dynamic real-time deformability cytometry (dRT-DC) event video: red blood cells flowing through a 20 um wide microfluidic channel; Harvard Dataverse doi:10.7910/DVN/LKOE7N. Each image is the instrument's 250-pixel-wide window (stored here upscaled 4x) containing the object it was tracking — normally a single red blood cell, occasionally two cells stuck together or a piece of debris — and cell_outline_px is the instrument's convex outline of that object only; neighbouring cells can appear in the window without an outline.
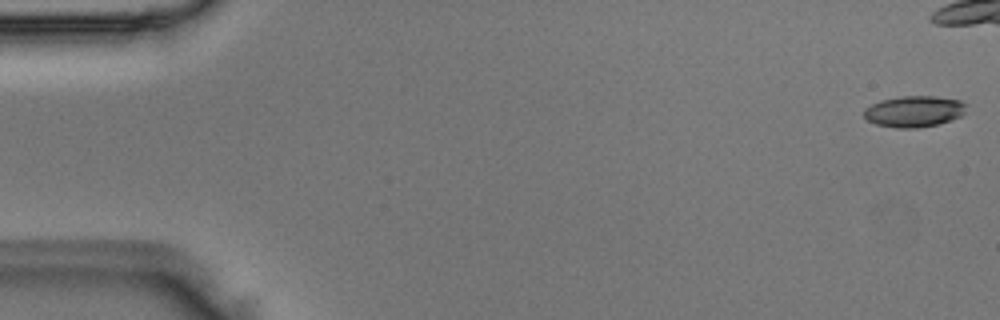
{"species": "Egyptian fruit bat (a non-hibernating species)", "species_latin": "Rousettus aegyptiacus", "temperature_condition": "room temperature", "stored_images_in_passage": 6, "camera_frame_rate_fps": 3000, "um_per_image_px": 0.085, "animal": {"sex": "male"}, "frame": {"image": 1, "passage_image": 1, "time_ms": 0.0, "image_size_px": [1000, 320], "cell_outline_px": [[968, 104], [964, 112], [960, 116], [936, 124], [916, 128], [896, 128], [876, 124], [868, 120], [864, 116], [864, 108], [880, 100], [900, 96], [936, 96], [960, 100]], "centroid_in_image_um": [77.69, 9.45], "position_along_channel_um": 7.3, "area_um2": 18.55}}